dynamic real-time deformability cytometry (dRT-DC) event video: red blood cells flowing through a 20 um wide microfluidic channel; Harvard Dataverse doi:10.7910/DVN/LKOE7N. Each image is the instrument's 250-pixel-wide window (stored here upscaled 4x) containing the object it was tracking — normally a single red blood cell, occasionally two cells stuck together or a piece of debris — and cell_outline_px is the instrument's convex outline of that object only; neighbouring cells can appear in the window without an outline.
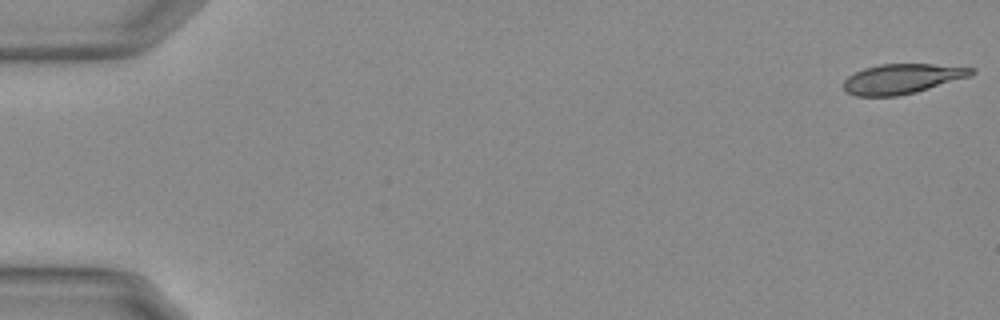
{"species": "Egyptian fruit bat (a non-hibernating species)", "species_latin": "Rousettus aegyptiacus", "temperature_condition": "warm", "stored_images_in_passage": 18, "camera_frame_rate_fps": 3000, "um_per_image_px": 0.085, "animal": {"sex": "female"}, "frame": {"image": 1, "passage_image": 1, "time_ms": 0.0, "image_size_px": [1000, 320], "cell_outline_px": [[976, 72], [972, 76], [916, 92], [896, 96], [856, 96], [848, 92], [844, 88], [844, 80], [848, 76], [864, 68], [880, 64], [932, 64], [976, 68]], "centroid_in_image_um": [76.72, 6.69], "position_along_channel_um": 8.3, "area_um2": 22.25}}